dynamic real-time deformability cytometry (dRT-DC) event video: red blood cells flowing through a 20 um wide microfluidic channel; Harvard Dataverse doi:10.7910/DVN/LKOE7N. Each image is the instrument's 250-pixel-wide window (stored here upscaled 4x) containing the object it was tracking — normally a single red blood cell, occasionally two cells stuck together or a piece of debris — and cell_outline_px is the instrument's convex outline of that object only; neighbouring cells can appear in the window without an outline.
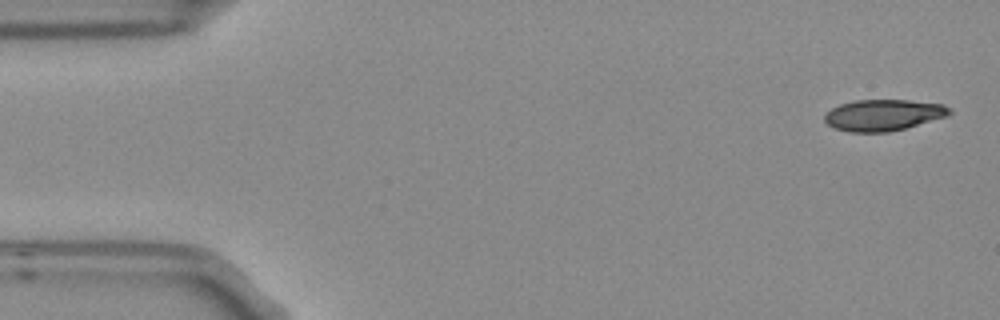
{"species": "Egyptian fruit bat (a non-hibernating species)", "species_latin": "Rousettus aegyptiacus", "temperature_condition": "room temperature", "stored_images_in_passage": 5, "camera_frame_rate_fps": 3000, "um_per_image_px": 0.085, "frame": {"image": 1, "passage_image": 1, "time_ms": 0.0, "image_size_px": [1000, 320], "cell_outline_px": [[952, 112], [948, 116], [904, 128], [888, 132], [848, 132], [832, 128], [824, 120], [824, 112], [840, 104], [856, 100], [908, 100], [944, 104], [952, 108]], "centroid_in_image_um": [75.07, 9.78], "position_along_channel_um": 9.9, "area_um2": 22.95}}